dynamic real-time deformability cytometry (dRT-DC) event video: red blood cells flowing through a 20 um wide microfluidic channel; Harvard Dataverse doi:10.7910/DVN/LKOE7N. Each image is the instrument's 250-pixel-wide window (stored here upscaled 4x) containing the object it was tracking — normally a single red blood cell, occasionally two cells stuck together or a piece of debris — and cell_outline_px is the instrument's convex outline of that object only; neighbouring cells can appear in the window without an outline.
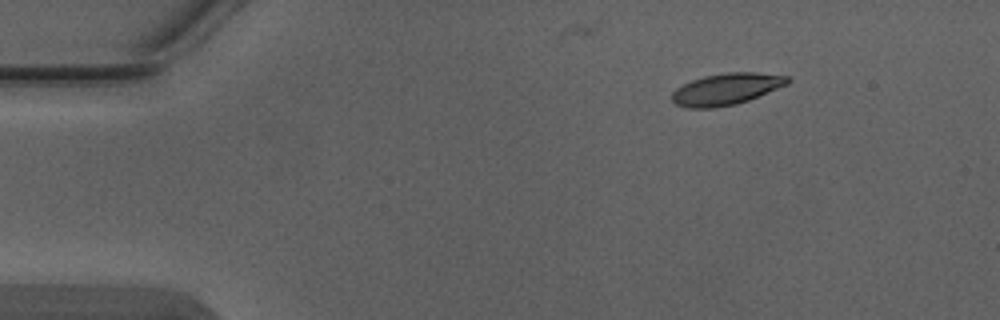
{"species": "Egyptian fruit bat (a non-hibernating species)", "species_latin": "Rousettus aegyptiacus", "temperature_condition": "warm", "stored_images_in_passage": 5, "camera_frame_rate_fps": 3000, "um_per_image_px": 0.085, "animal": {"sex": "male"}, "frame": {"image": 1, "passage_image": 1, "time_ms": 0.0, "image_size_px": [1000, 320], "cell_outline_px": [[792, 80], [788, 84], [748, 100], [736, 104], [712, 108], [688, 108], [676, 104], [672, 100], [672, 92], [676, 88], [692, 80], [704, 76], [728, 72], [756, 72], [788, 76]], "centroid_in_image_um": [61.74, 7.57], "position_along_channel_um": 23.3, "area_um2": 21.21}}
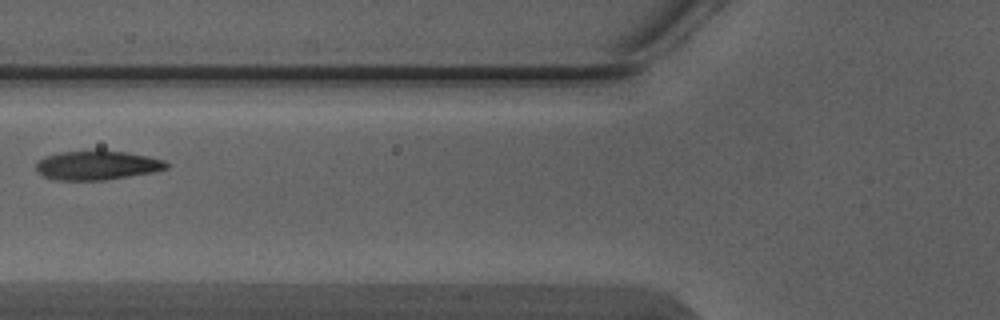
{"frame": {"image": 2, "passage_image": 4, "time_ms": 1.0, "image_size_px": [1000, 320], "cell_outline_px": [[168, 168], [156, 172], [104, 180], [56, 180], [44, 176], [36, 172], [36, 164], [44, 156], [60, 152], [96, 148], [124, 152], [148, 156], [164, 160], [168, 164]], "centroid_in_image_um": [8.25, 14.02], "position_along_channel_um": 117.6, "area_um2": 22.72}}
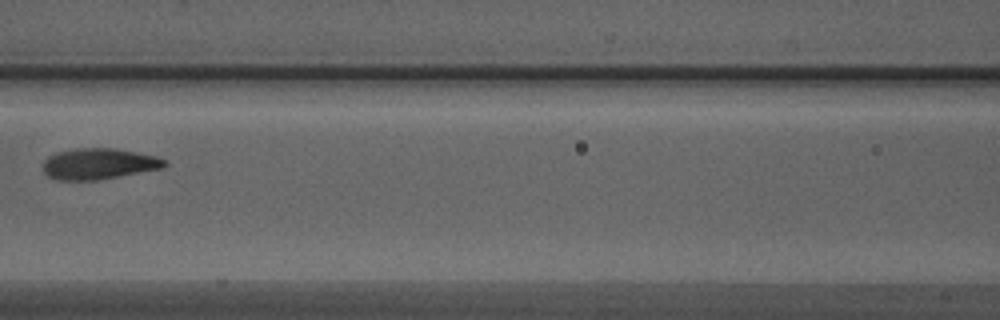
{"frame": {"image": 3, "passage_image": 5, "time_ms": 1.333, "image_size_px": [1000, 320], "cell_outline_px": [[168, 164], [160, 168], [96, 180], [56, 180], [48, 176], [44, 172], [44, 160], [48, 156], [56, 152], [76, 148], [112, 148], [136, 152], [156, 156], [168, 160]], "centroid_in_image_um": [8.37, 13.91], "position_along_channel_um": 158.2, "area_um2": 21.79}}